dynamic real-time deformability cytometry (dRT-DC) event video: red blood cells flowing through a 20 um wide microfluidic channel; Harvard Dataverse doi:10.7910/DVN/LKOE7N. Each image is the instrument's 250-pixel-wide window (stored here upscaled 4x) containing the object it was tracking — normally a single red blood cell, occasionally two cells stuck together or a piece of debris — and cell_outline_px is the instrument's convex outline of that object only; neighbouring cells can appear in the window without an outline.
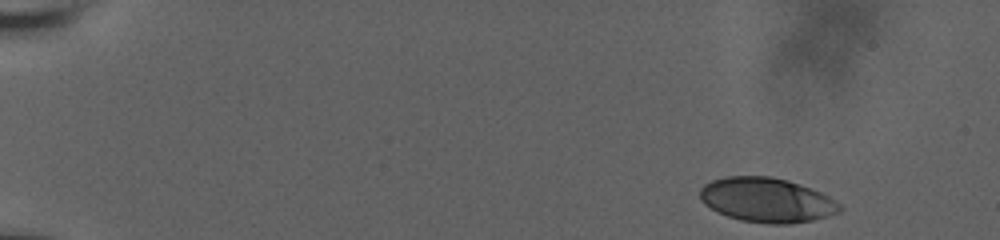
{"species": "human", "species_latin": "Homo sapiens", "temperature_condition": "room temperature", "stored_images_in_passage": 25, "camera_frame_rate_fps": 3000, "um_per_image_px": 0.085, "donor": {"sex": "male"}, "frame": {"image": 1, "passage_image": 1, "time_ms": 0.0, "image_size_px": [1000, 240], "cell_outline_px": [[844, 208], [840, 212], [828, 216], [812, 220], [792, 224], [768, 224], [740, 220], [716, 212], [704, 204], [700, 200], [700, 188], [704, 184], [712, 180], [724, 176], [772, 176], [788, 180], [800, 184], [820, 192], [828, 196], [840, 204]], "centroid_in_image_um": [65.16, 17.0], "position_along_channel_um": 19.8, "area_um2": 36.59}}
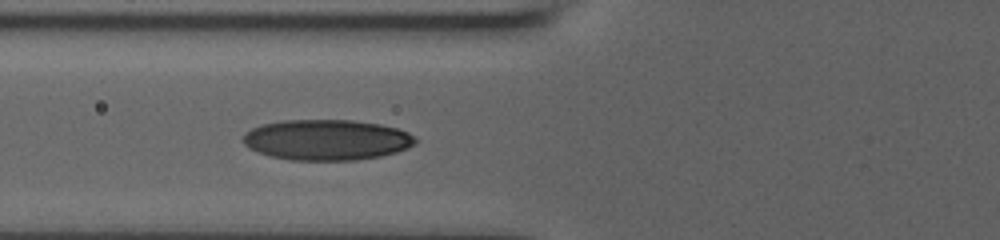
{"frame": {"image": 2, "passage_image": 15, "time_ms": 6.0, "image_size_px": [1000, 240], "cell_outline_px": [[416, 144], [408, 148], [396, 152], [380, 156], [356, 160], [288, 160], [272, 156], [248, 148], [244, 144], [244, 132], [252, 128], [264, 124], [284, 120], [352, 120], [380, 124], [396, 128], [408, 132], [416, 136]], "centroid_in_image_um": [27.79, 11.88], "position_along_channel_um": 98.0, "area_um2": 40.81}}
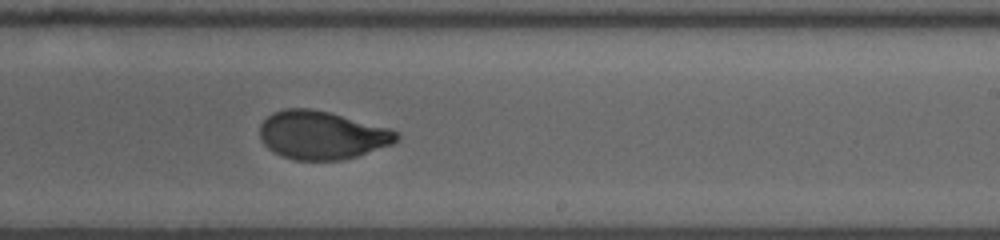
{"frame": {"image": 3, "passage_image": 25, "time_ms": 10.333, "image_size_px": [1000, 240], "cell_outline_px": [[400, 136], [392, 144], [356, 156], [340, 160], [292, 160], [272, 152], [260, 140], [260, 124], [272, 112], [284, 108], [312, 108], [392, 128], [400, 132]], "centroid_in_image_um": [27.35, 11.48], "position_along_channel_um": 261.7, "area_um2": 38.73}}